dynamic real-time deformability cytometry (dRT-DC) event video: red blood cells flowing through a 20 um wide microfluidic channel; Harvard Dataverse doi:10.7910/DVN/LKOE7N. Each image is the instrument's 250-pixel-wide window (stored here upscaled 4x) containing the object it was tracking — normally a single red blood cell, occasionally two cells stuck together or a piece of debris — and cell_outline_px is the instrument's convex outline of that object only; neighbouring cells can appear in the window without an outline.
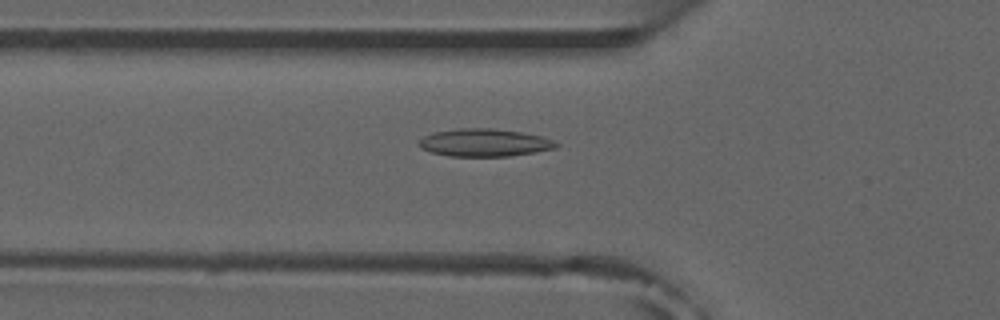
{"species": "common noctule bat (a hibernating species)", "species_latin": "Nyctalus noctula", "temperature_condition": "room temperature", "stored_images_in_passage": 28, "camera_frame_rate_fps": 3000, "um_per_image_px": 0.085, "animal": {"sex": "male", "forearm_length_mm": 52.5}, "frame": {"image": 1, "passage_image": 16, "time_ms": 5.0, "image_size_px": [1000, 320], "cell_outline_px": [[560, 144], [556, 148], [508, 156], [448, 156], [432, 152], [420, 148], [420, 140], [424, 136], [432, 132], [460, 128], [492, 128], [520, 132], [540, 136], [552, 140]], "centroid_in_image_um": [41.15, 12.12], "position_along_channel_um": 84.6, "area_um2": 21.91}}
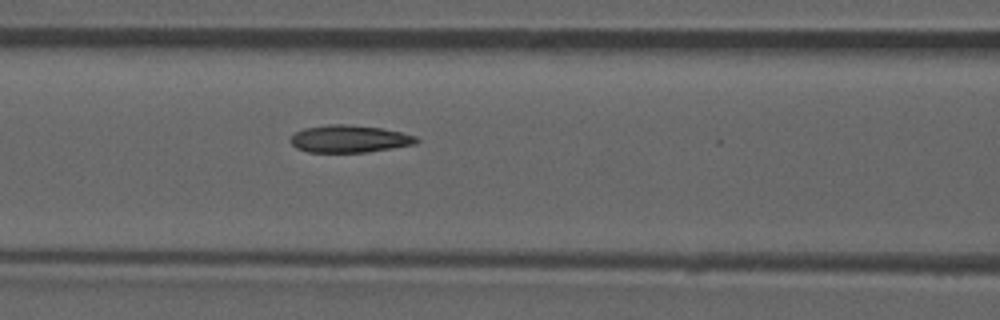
{"frame": {"image": 2, "passage_image": 20, "time_ms": 6.333, "image_size_px": [1000, 320], "cell_outline_px": [[420, 140], [416, 144], [368, 152], [308, 152], [296, 148], [288, 140], [296, 132], [304, 128], [324, 124], [348, 124], [384, 128], [416, 136]], "centroid_in_image_um": [29.69, 11.79], "position_along_channel_um": 136.9, "area_um2": 20.29}}